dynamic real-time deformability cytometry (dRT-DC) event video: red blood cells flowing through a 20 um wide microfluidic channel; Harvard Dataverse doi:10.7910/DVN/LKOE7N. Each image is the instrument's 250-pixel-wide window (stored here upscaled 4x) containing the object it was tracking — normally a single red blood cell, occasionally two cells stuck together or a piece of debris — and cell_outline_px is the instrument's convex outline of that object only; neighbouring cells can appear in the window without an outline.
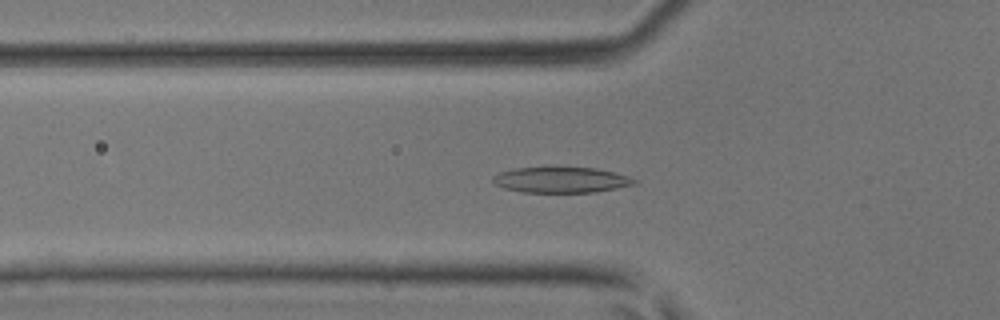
{"species": "common noctule bat (a hibernating species)", "species_latin": "Nyctalus noctula", "temperature_condition": "room temperature", "stored_images_in_passage": 40, "segment_of_instrument_passage": [1, 2], "camera_frame_rate_fps": 3000, "um_per_image_px": 0.085, "animal": {"sex": "male", "body_mass_g": 17.9, "forearm_length_mm": 54.2}, "frame": {"image": 1, "passage_image": 10, "time_ms": 3.0, "image_size_px": [1000, 320], "cell_outline_px": [[640, 180], [636, 184], [596, 192], [524, 192], [504, 188], [496, 184], [492, 180], [492, 176], [500, 172], [516, 168], [596, 168], [628, 176]], "centroid_in_image_um": [47.72, 15.3], "position_along_channel_um": 78.1, "area_um2": 20.92}}
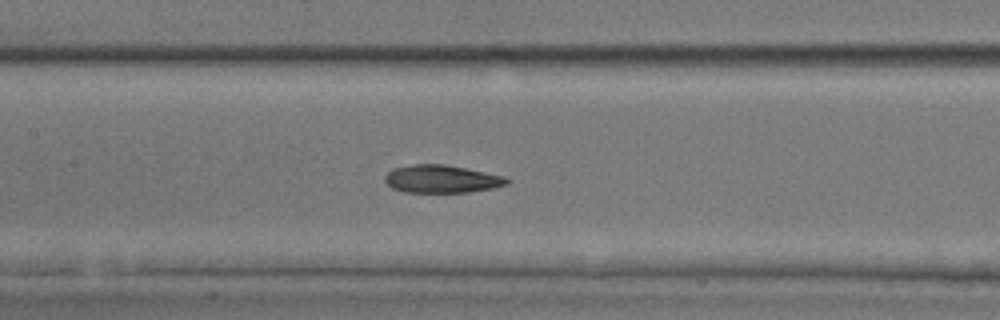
{"frame": {"image": 2, "passage_image": 16, "time_ms": 5.0, "image_size_px": [1000, 320], "cell_outline_px": [[512, 180], [508, 184], [492, 188], [468, 192], [404, 192], [392, 188], [384, 180], [384, 176], [392, 168], [412, 164], [444, 164], [504, 176]], "centroid_in_image_um": [37.52, 15.21], "position_along_channel_um": 169.9, "area_um2": 19.77}}
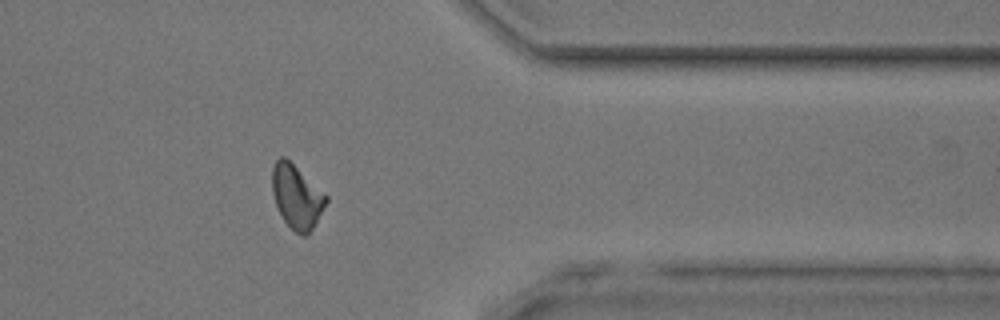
{"frame": {"image": 3, "passage_image": 31, "time_ms": 10.0, "image_size_px": [1000, 320], "cell_outline_px": [[328, 200], [312, 228], [304, 236], [300, 236], [284, 220], [276, 204], [272, 192], [272, 168], [276, 160], [280, 156], [284, 156], [328, 196]], "centroid_in_image_um": [25.2, 16.7], "position_along_channel_um": 386.2, "area_um2": 19.54}}